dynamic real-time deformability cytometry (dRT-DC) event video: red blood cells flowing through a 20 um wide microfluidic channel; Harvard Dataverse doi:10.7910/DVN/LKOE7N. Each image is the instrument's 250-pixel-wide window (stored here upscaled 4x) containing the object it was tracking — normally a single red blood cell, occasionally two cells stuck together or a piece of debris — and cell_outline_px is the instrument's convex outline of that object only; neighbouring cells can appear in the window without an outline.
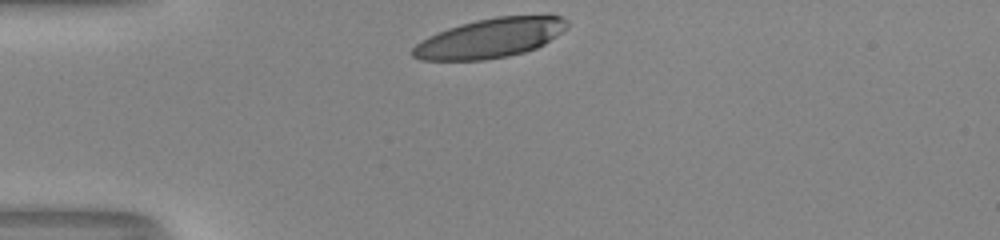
{"species": "human", "species_latin": "Homo sapiens", "temperature_condition": "room temperature", "stored_images_in_passage": 29, "camera_frame_rate_fps": 3000, "um_per_image_px": 0.085, "donor": {"sex": "male"}, "frame": {"image": 1, "passage_image": 1, "time_ms": 0.0, "image_size_px": [1000, 240], "cell_outline_px": [[568, 24], [556, 36], [544, 44], [536, 48], [524, 52], [508, 56], [484, 60], [420, 60], [412, 56], [408, 52], [420, 40], [436, 32], [460, 24], [476, 20], [496, 16], [560, 16], [568, 20]], "centroid_in_image_um": [41.58, 3.25], "position_along_channel_um": 43.4, "area_um2": 35.43}}
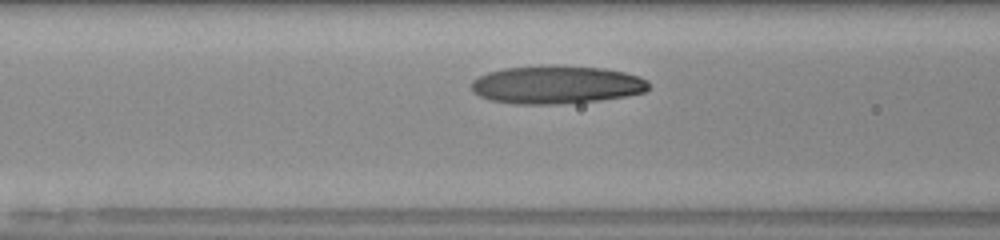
{"frame": {"image": 2, "passage_image": 9, "time_ms": 2.667, "image_size_px": [1000, 240], "cell_outline_px": [[648, 88], [644, 92], [624, 96], [596, 100], [556, 104], [516, 104], [492, 100], [480, 96], [472, 92], [472, 80], [488, 72], [504, 68], [548, 64], [552, 64], [604, 68], [624, 72], [640, 76], [648, 80]], "centroid_in_image_um": [47.28, 7.18], "position_along_channel_um": 119.3, "area_um2": 39.48}}
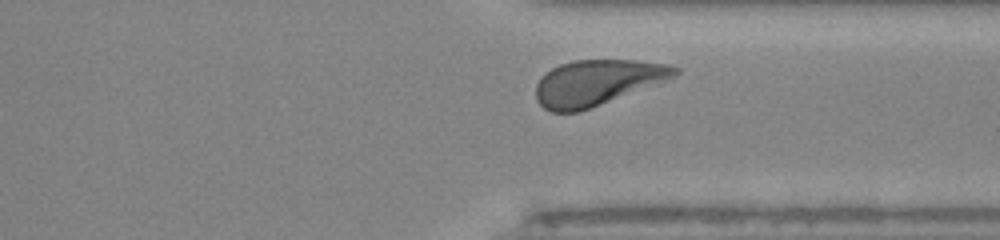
{"frame": {"image": 3, "passage_image": 27, "time_ms": 8.667, "image_size_px": [1000, 240], "cell_outline_px": [[680, 72], [676, 76], [660, 84], [576, 112], [552, 112], [544, 108], [536, 100], [536, 84], [544, 72], [560, 64], [572, 60], [636, 60], [668, 64], [680, 68]], "centroid_in_image_um": [50.78, 7.0], "position_along_channel_um": 360.6, "area_um2": 37.11}, "authors_computed_cell_mechanics": {"area_um2": 37.859, "velocity_mm_per_s": 4.025, "shape_relaxation_time_tau1_ms": 2.9316, "shape_relaxation_time_tau2_ms": 2.0034, "deformation_change_tau1": 0.1809, "deformation_change_tau2": 0.0877}}